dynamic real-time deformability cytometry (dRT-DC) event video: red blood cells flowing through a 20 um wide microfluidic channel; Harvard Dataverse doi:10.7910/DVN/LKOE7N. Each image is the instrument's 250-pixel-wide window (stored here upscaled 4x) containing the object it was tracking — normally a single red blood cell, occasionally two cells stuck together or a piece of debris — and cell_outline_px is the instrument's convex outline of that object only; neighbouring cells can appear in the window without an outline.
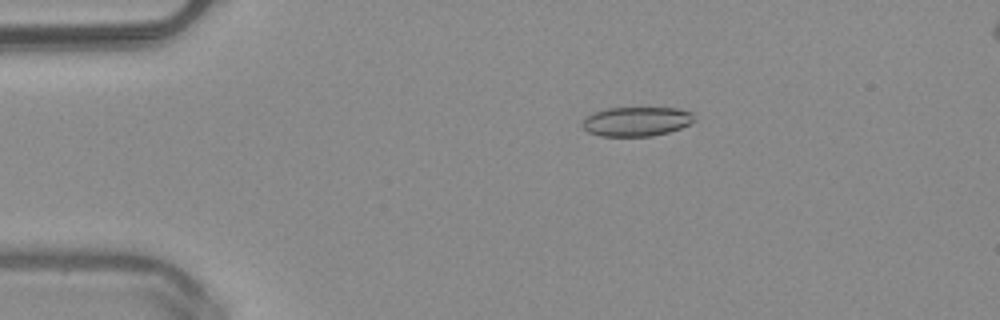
{"species": "common noctule bat (a hibernating species)", "species_latin": "Nyctalus noctula", "temperature_condition": "warm", "stored_images_in_passage": 47, "camera_frame_rate_fps": 3000, "um_per_image_px": 0.085, "animal": {"sex": "male", "body_mass_g": 20.4}, "frame": {"image": 1, "passage_image": 7, "time_ms": 2.0, "image_size_px": [1000, 320], "cell_outline_px": [[696, 120], [680, 128], [668, 132], [652, 136], [600, 136], [588, 132], [580, 124], [588, 116], [596, 112], [608, 108], [676, 108], [692, 112]], "centroid_in_image_um": [54.11, 10.33], "position_along_channel_um": 30.9, "area_um2": 19.02}}
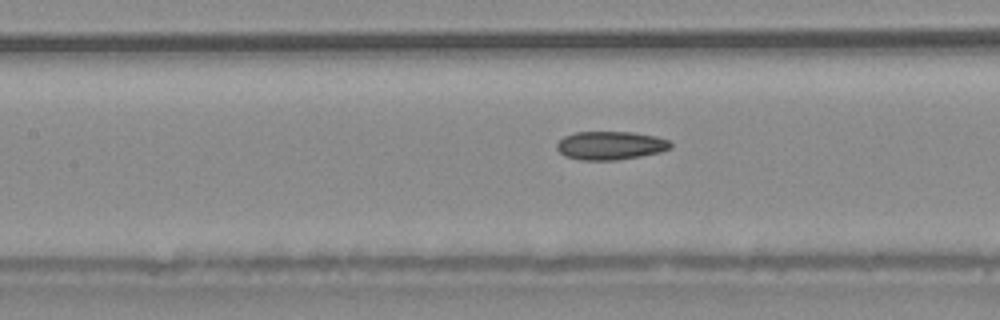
{"frame": {"image": 2, "passage_image": 20, "time_ms": 6.333, "image_size_px": [1000, 320], "cell_outline_px": [[672, 148], [660, 152], [640, 156], [616, 160], [580, 160], [564, 156], [556, 148], [556, 144], [564, 136], [576, 132], [632, 132], [656, 136], [668, 140], [672, 144]], "centroid_in_image_um": [51.88, 12.37], "position_along_channel_um": 155.5, "area_um2": 18.9}}
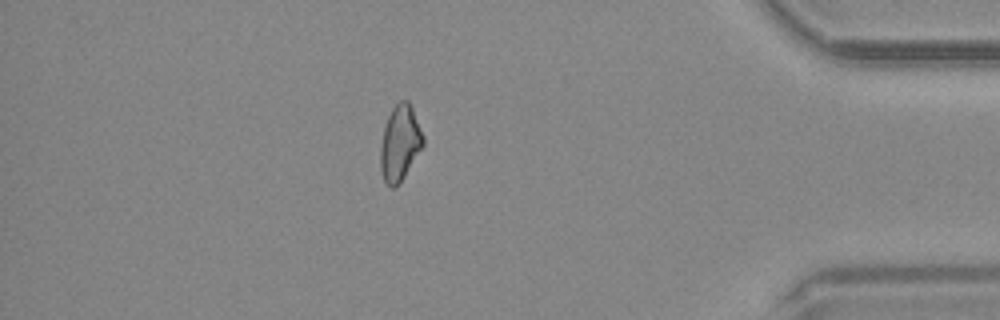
{"frame": {"image": 3, "passage_image": 41, "time_ms": 13.333, "image_size_px": [1000, 320], "cell_outline_px": [[424, 144], [400, 184], [396, 188], [392, 188], [384, 180], [380, 172], [380, 148], [384, 128], [388, 116], [392, 108], [400, 100], [408, 100], [412, 108], [424, 136]], "centroid_in_image_um": [33.99, 12.19], "position_along_channel_um": 401.2, "area_um2": 18.84}, "authors_computed_cell_mechanics": {"area_um2": 18.9006, "velocity_mm_per_s": 4.0615, "shape_relaxation_time_tau1_ms": null, "shape_relaxation_time_tau2_ms": 4.3943, "deformation_change_tau1": null, "deformation_change_tau2": 0.1076}}